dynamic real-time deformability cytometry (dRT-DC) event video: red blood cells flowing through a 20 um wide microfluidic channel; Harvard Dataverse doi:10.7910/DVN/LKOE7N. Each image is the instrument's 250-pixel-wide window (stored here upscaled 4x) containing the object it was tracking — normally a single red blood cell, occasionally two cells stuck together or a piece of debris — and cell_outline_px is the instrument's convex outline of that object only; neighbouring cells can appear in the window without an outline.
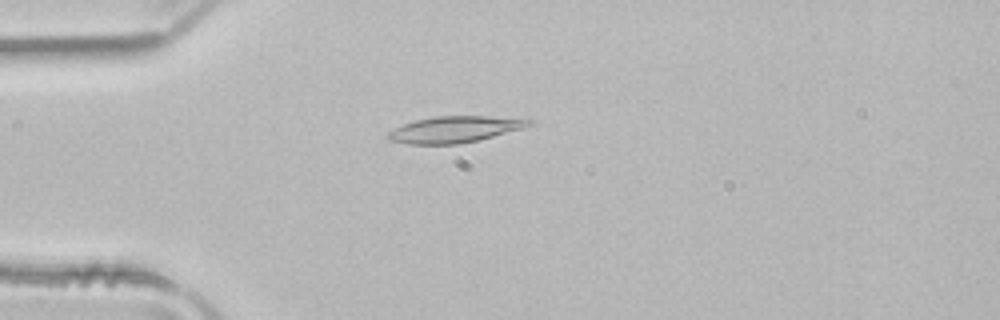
{"species": "common noctule bat (a hibernating species)", "species_latin": "Nyctalus noctula", "temperature_condition": "room temperature", "stored_images_in_passage": 51, "camera_frame_rate_fps": 3000, "um_per_image_px": 0.085, "animal": {"sex": "male", "body_mass_g": 21.5, "forearm_length_mm": 52.0}, "frame": {"image": 1, "passage_image": 13, "time_ms": 4.0, "image_size_px": [1000, 320], "cell_outline_px": [[532, 124], [524, 128], [476, 140], [456, 144], [408, 144], [388, 140], [388, 132], [404, 124], [416, 120], [436, 116], [488, 116], [532, 120]], "centroid_in_image_um": [38.62, 11.0], "position_along_channel_um": 46.4, "area_um2": 21.21}}
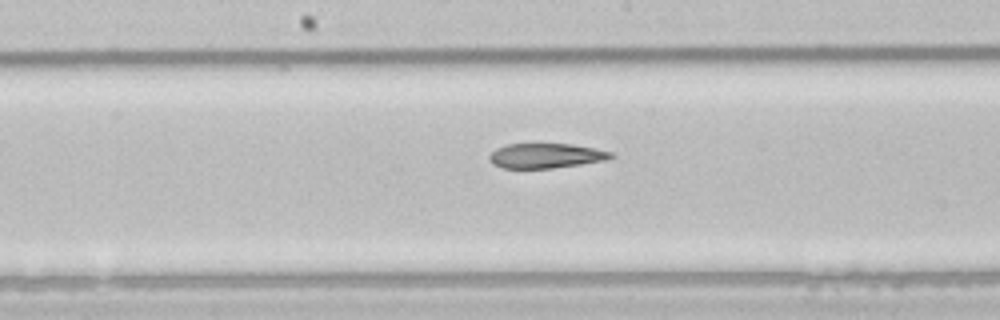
{"frame": {"image": 2, "passage_image": 26, "time_ms": 8.333, "image_size_px": [1000, 320], "cell_outline_px": [[616, 156], [608, 160], [552, 168], [504, 168], [492, 164], [488, 160], [488, 156], [496, 148], [508, 144], [532, 140], [572, 144], [612, 152]], "centroid_in_image_um": [46.35, 13.18], "position_along_channel_um": 201.8, "area_um2": 18.5}}
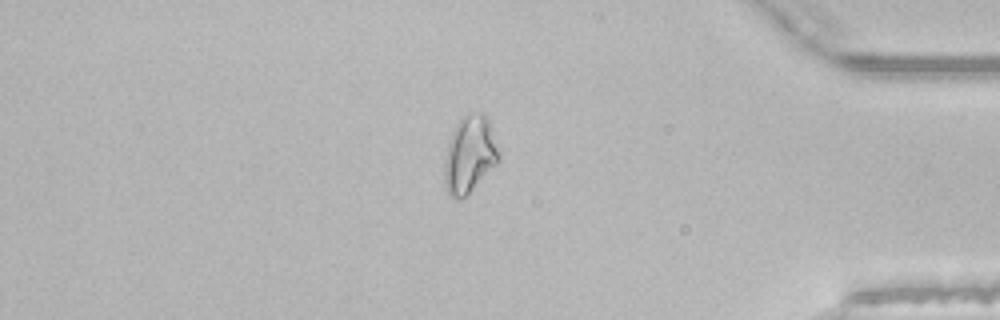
{"frame": {"image": 3, "passage_image": 43, "time_ms": 14.0, "image_size_px": [1000, 320], "cell_outline_px": [[500, 160], [464, 196], [456, 200], [444, 188], [444, 160], [448, 144], [452, 132], [460, 116], [468, 112], [484, 112], [488, 116], [500, 156]], "centroid_in_image_um": [39.9, 13.06], "position_along_channel_um": 395.3, "area_um2": 24.39}, "authors_computed_cell_mechanics": {"area_um2": 20.8658, "velocity_mm_per_s": 3.9665, "shape_relaxation_time_tau1_ms": 9.3392, "shape_relaxation_time_tau2_ms": 4.3695, "deformation_change_tau1": 0.2263, "deformation_change_tau2": 0.131}}